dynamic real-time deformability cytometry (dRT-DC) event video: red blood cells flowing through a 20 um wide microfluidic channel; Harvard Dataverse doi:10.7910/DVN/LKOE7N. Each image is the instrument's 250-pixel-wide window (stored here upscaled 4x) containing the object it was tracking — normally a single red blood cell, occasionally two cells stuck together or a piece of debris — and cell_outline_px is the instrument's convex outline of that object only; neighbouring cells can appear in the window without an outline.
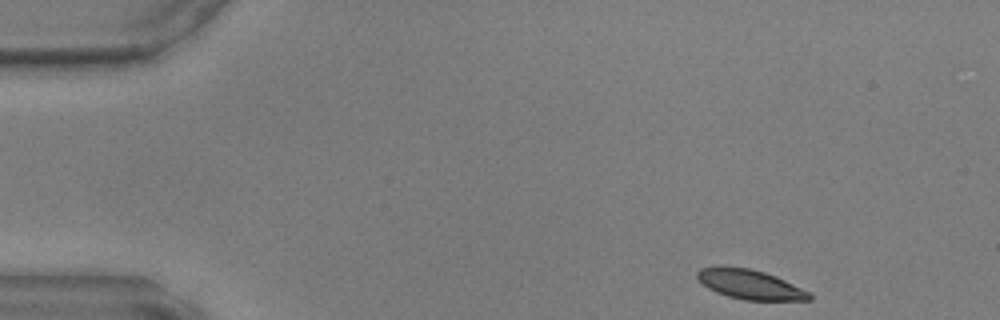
{"species": "common noctule bat (a hibernating species)", "species_latin": "Nyctalus noctula", "temperature_condition": "warm", "stored_images_in_passage": 44, "camera_frame_rate_fps": 3000, "um_per_image_px": 0.085, "animal": {"sex": "male", "body_mass_g": 17.9, "forearm_length_mm": 54.2}, "frame": {"image": 1, "passage_image": 1, "time_ms": 0.0, "image_size_px": [1000, 320], "cell_outline_px": [[812, 300], [744, 300], [728, 296], [716, 292], [708, 288], [696, 276], [696, 272], [700, 268], [720, 264], [748, 268], [764, 272], [776, 276], [808, 292], [812, 296]], "centroid_in_image_um": [63.68, 24.15], "position_along_channel_um": 21.3, "area_um2": 19.36}}
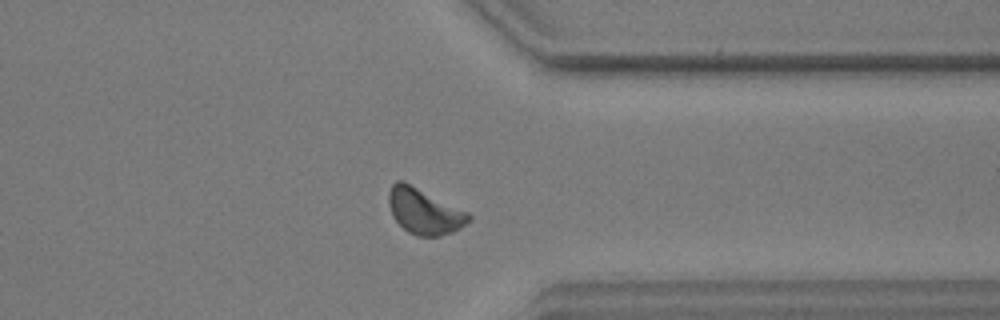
{"frame": {"image": 2, "passage_image": 33, "time_ms": 10.667, "image_size_px": [1000, 320], "cell_outline_px": [[472, 220], [460, 228], [452, 232], [436, 236], [416, 236], [408, 232], [392, 216], [388, 204], [388, 192], [392, 184], [396, 180], [404, 180], [468, 212], [472, 216]], "centroid_in_image_um": [36.05, 17.94], "position_along_channel_um": 375.3, "area_um2": 21.44}}
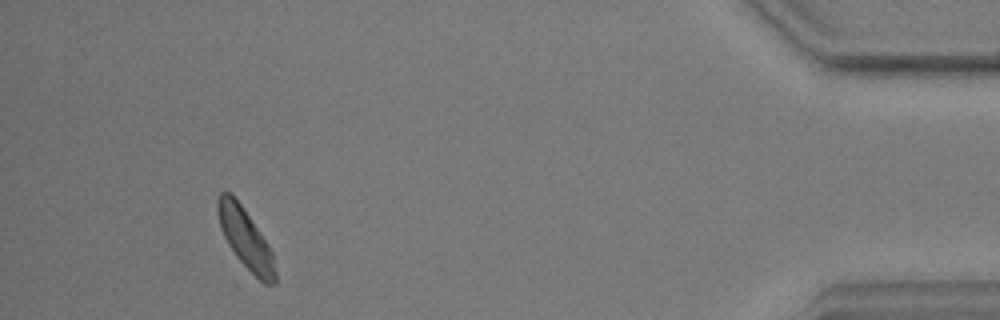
{"frame": {"image": 3, "passage_image": 40, "time_ms": 13.0, "image_size_px": [1000, 320], "cell_outline_px": [[276, 284], [264, 284], [236, 256], [228, 244], [220, 228], [216, 208], [216, 200], [220, 192], [228, 192], [240, 204], [268, 244], [272, 252], [276, 272]], "centroid_in_image_um": [20.85, 20.29], "position_along_channel_um": 414.3, "area_um2": 19.65}}